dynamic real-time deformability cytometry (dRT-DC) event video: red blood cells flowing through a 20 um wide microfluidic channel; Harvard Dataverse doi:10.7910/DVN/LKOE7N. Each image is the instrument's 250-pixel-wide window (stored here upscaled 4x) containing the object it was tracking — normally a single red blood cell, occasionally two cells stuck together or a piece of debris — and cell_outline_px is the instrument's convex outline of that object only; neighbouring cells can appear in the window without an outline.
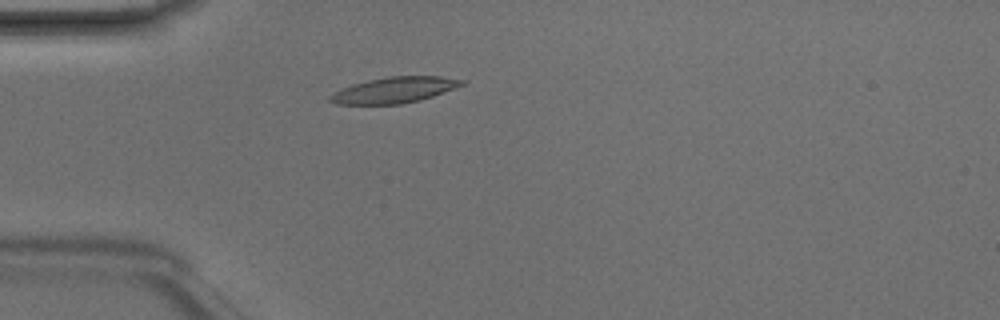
{"species": "Egyptian fruit bat (a non-hibernating species)", "species_latin": "Rousettus aegyptiacus", "temperature_condition": "room temperature", "stored_images_in_passage": 2, "camera_frame_rate_fps": 3000, "um_per_image_px": 0.085, "animal": {"sex": "male"}, "frame": {"image": 1, "passage_image": 2, "time_ms": 0.333, "image_size_px": [1000, 320], "cell_outline_px": [[468, 80], [464, 84], [432, 96], [420, 100], [400, 104], [336, 104], [328, 100], [328, 96], [352, 84], [368, 80], [388, 76], [440, 76]], "centroid_in_image_um": [33.53, 7.64], "position_along_channel_um": 51.5, "area_um2": 19.71}}